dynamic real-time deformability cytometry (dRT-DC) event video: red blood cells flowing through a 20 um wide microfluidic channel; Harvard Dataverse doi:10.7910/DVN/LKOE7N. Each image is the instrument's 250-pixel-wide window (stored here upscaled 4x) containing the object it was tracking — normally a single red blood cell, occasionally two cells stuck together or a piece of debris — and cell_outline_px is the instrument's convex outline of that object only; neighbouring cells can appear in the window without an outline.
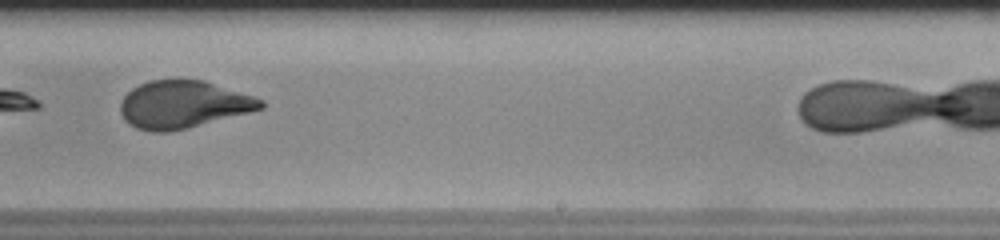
{"species": "human", "species_latin": "Homo sapiens", "temperature_condition": "room temperature", "stored_images_in_passage": 31, "camera_frame_rate_fps": 3000, "um_per_image_px": 0.085, "donor": {"sex": "male"}, "frame": {"image": 1, "passage_image": 18, "time_ms": 5.667, "image_size_px": [1000, 240], "cell_outline_px": [[264, 108], [168, 132], [152, 132], [136, 128], [128, 124], [124, 120], [120, 112], [120, 104], [124, 96], [132, 88], [140, 84], [152, 80], [204, 80], [264, 100]], "centroid_in_image_um": [15.52, 8.88], "position_along_channel_um": 273.5, "area_um2": 38.32}, "authors_computed_cell_mechanics": {"area_um2": 39.7664, "velocity_mm_per_s": 3.8507, "shape_relaxation_time_tau1_ms": 1.5242, "shape_relaxation_time_tau2_ms": 0.7949, "deformation_change_tau1": 0.3358, "deformation_change_tau2": 0.0789}}